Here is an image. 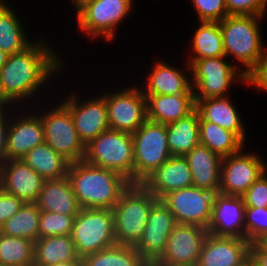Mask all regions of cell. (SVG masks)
I'll use <instances>...</instances> for the list:
<instances>
[{
  "mask_svg": "<svg viewBox=\"0 0 267 266\" xmlns=\"http://www.w3.org/2000/svg\"><path fill=\"white\" fill-rule=\"evenodd\" d=\"M42 44H31L24 51L8 55L0 70V106L33 94L60 62Z\"/></svg>",
  "mask_w": 267,
  "mask_h": 266,
  "instance_id": "1",
  "label": "cell"
},
{
  "mask_svg": "<svg viewBox=\"0 0 267 266\" xmlns=\"http://www.w3.org/2000/svg\"><path fill=\"white\" fill-rule=\"evenodd\" d=\"M67 176L81 208L113 209L131 184L120 174L85 160L70 163Z\"/></svg>",
  "mask_w": 267,
  "mask_h": 266,
  "instance_id": "2",
  "label": "cell"
},
{
  "mask_svg": "<svg viewBox=\"0 0 267 266\" xmlns=\"http://www.w3.org/2000/svg\"><path fill=\"white\" fill-rule=\"evenodd\" d=\"M158 199L142 184H130L112 209L116 243L136 245L144 233L148 214Z\"/></svg>",
  "mask_w": 267,
  "mask_h": 266,
  "instance_id": "3",
  "label": "cell"
},
{
  "mask_svg": "<svg viewBox=\"0 0 267 266\" xmlns=\"http://www.w3.org/2000/svg\"><path fill=\"white\" fill-rule=\"evenodd\" d=\"M258 18L260 17L252 15H228L219 22L225 56L231 53L247 67L237 76L244 81L265 54L260 40Z\"/></svg>",
  "mask_w": 267,
  "mask_h": 266,
  "instance_id": "4",
  "label": "cell"
},
{
  "mask_svg": "<svg viewBox=\"0 0 267 266\" xmlns=\"http://www.w3.org/2000/svg\"><path fill=\"white\" fill-rule=\"evenodd\" d=\"M133 151L132 133L108 129L86 145L83 160L114 171L133 184Z\"/></svg>",
  "mask_w": 267,
  "mask_h": 266,
  "instance_id": "5",
  "label": "cell"
},
{
  "mask_svg": "<svg viewBox=\"0 0 267 266\" xmlns=\"http://www.w3.org/2000/svg\"><path fill=\"white\" fill-rule=\"evenodd\" d=\"M133 184H141L172 155L166 125L146 120L134 133Z\"/></svg>",
  "mask_w": 267,
  "mask_h": 266,
  "instance_id": "6",
  "label": "cell"
},
{
  "mask_svg": "<svg viewBox=\"0 0 267 266\" xmlns=\"http://www.w3.org/2000/svg\"><path fill=\"white\" fill-rule=\"evenodd\" d=\"M71 236L81 259L117 244L112 209L81 208Z\"/></svg>",
  "mask_w": 267,
  "mask_h": 266,
  "instance_id": "7",
  "label": "cell"
},
{
  "mask_svg": "<svg viewBox=\"0 0 267 266\" xmlns=\"http://www.w3.org/2000/svg\"><path fill=\"white\" fill-rule=\"evenodd\" d=\"M40 118L46 143L70 163L84 159L86 146L74 127L68 108L63 103Z\"/></svg>",
  "mask_w": 267,
  "mask_h": 266,
  "instance_id": "8",
  "label": "cell"
},
{
  "mask_svg": "<svg viewBox=\"0 0 267 266\" xmlns=\"http://www.w3.org/2000/svg\"><path fill=\"white\" fill-rule=\"evenodd\" d=\"M214 197V192L191 186L172 191L161 200L177 224H193L207 229Z\"/></svg>",
  "mask_w": 267,
  "mask_h": 266,
  "instance_id": "9",
  "label": "cell"
},
{
  "mask_svg": "<svg viewBox=\"0 0 267 266\" xmlns=\"http://www.w3.org/2000/svg\"><path fill=\"white\" fill-rule=\"evenodd\" d=\"M109 129L134 133L146 120V98L139 89L130 88L105 95Z\"/></svg>",
  "mask_w": 267,
  "mask_h": 266,
  "instance_id": "10",
  "label": "cell"
},
{
  "mask_svg": "<svg viewBox=\"0 0 267 266\" xmlns=\"http://www.w3.org/2000/svg\"><path fill=\"white\" fill-rule=\"evenodd\" d=\"M132 0H94L84 4L78 10V25L92 36L103 35L113 38L116 24L131 9Z\"/></svg>",
  "mask_w": 267,
  "mask_h": 266,
  "instance_id": "11",
  "label": "cell"
},
{
  "mask_svg": "<svg viewBox=\"0 0 267 266\" xmlns=\"http://www.w3.org/2000/svg\"><path fill=\"white\" fill-rule=\"evenodd\" d=\"M240 152L222 159L219 193L242 196L266 172L260 157Z\"/></svg>",
  "mask_w": 267,
  "mask_h": 266,
  "instance_id": "12",
  "label": "cell"
},
{
  "mask_svg": "<svg viewBox=\"0 0 267 266\" xmlns=\"http://www.w3.org/2000/svg\"><path fill=\"white\" fill-rule=\"evenodd\" d=\"M224 57L202 58L189 62L194 74L193 85L199 90L197 93L194 91L195 99L223 97L237 76L235 67L223 61Z\"/></svg>",
  "mask_w": 267,
  "mask_h": 266,
  "instance_id": "13",
  "label": "cell"
},
{
  "mask_svg": "<svg viewBox=\"0 0 267 266\" xmlns=\"http://www.w3.org/2000/svg\"><path fill=\"white\" fill-rule=\"evenodd\" d=\"M245 207L242 196L216 193L207 227L208 234L246 239Z\"/></svg>",
  "mask_w": 267,
  "mask_h": 266,
  "instance_id": "14",
  "label": "cell"
},
{
  "mask_svg": "<svg viewBox=\"0 0 267 266\" xmlns=\"http://www.w3.org/2000/svg\"><path fill=\"white\" fill-rule=\"evenodd\" d=\"M207 235V229L202 226L176 224L166 243V264L196 266Z\"/></svg>",
  "mask_w": 267,
  "mask_h": 266,
  "instance_id": "15",
  "label": "cell"
},
{
  "mask_svg": "<svg viewBox=\"0 0 267 266\" xmlns=\"http://www.w3.org/2000/svg\"><path fill=\"white\" fill-rule=\"evenodd\" d=\"M44 181L22 159L6 160L0 166V189L24 203H36Z\"/></svg>",
  "mask_w": 267,
  "mask_h": 266,
  "instance_id": "16",
  "label": "cell"
},
{
  "mask_svg": "<svg viewBox=\"0 0 267 266\" xmlns=\"http://www.w3.org/2000/svg\"><path fill=\"white\" fill-rule=\"evenodd\" d=\"M249 247L243 238L208 234L196 266H244L249 261Z\"/></svg>",
  "mask_w": 267,
  "mask_h": 266,
  "instance_id": "17",
  "label": "cell"
},
{
  "mask_svg": "<svg viewBox=\"0 0 267 266\" xmlns=\"http://www.w3.org/2000/svg\"><path fill=\"white\" fill-rule=\"evenodd\" d=\"M78 104L75 96L64 102L73 119L74 127L86 146L99 134L109 129L107 106L104 96L80 106Z\"/></svg>",
  "mask_w": 267,
  "mask_h": 266,
  "instance_id": "18",
  "label": "cell"
},
{
  "mask_svg": "<svg viewBox=\"0 0 267 266\" xmlns=\"http://www.w3.org/2000/svg\"><path fill=\"white\" fill-rule=\"evenodd\" d=\"M141 184L161 200L172 191L193 186L192 173L183 156H171Z\"/></svg>",
  "mask_w": 267,
  "mask_h": 266,
  "instance_id": "19",
  "label": "cell"
},
{
  "mask_svg": "<svg viewBox=\"0 0 267 266\" xmlns=\"http://www.w3.org/2000/svg\"><path fill=\"white\" fill-rule=\"evenodd\" d=\"M45 142L40 117L27 118L9 125L6 138V159H22L34 147Z\"/></svg>",
  "mask_w": 267,
  "mask_h": 266,
  "instance_id": "20",
  "label": "cell"
},
{
  "mask_svg": "<svg viewBox=\"0 0 267 266\" xmlns=\"http://www.w3.org/2000/svg\"><path fill=\"white\" fill-rule=\"evenodd\" d=\"M184 158L187 160L192 173L193 186L209 190L215 194L219 193L223 158L201 144L193 148Z\"/></svg>",
  "mask_w": 267,
  "mask_h": 266,
  "instance_id": "21",
  "label": "cell"
},
{
  "mask_svg": "<svg viewBox=\"0 0 267 266\" xmlns=\"http://www.w3.org/2000/svg\"><path fill=\"white\" fill-rule=\"evenodd\" d=\"M147 120L164 125L187 117L196 109L194 94L144 95Z\"/></svg>",
  "mask_w": 267,
  "mask_h": 266,
  "instance_id": "22",
  "label": "cell"
},
{
  "mask_svg": "<svg viewBox=\"0 0 267 266\" xmlns=\"http://www.w3.org/2000/svg\"><path fill=\"white\" fill-rule=\"evenodd\" d=\"M176 221L168 207L157 200L151 207L144 233L135 245L144 250L164 252Z\"/></svg>",
  "mask_w": 267,
  "mask_h": 266,
  "instance_id": "23",
  "label": "cell"
},
{
  "mask_svg": "<svg viewBox=\"0 0 267 266\" xmlns=\"http://www.w3.org/2000/svg\"><path fill=\"white\" fill-rule=\"evenodd\" d=\"M36 204L41 211L64 215H77L81 210L68 176L45 180Z\"/></svg>",
  "mask_w": 267,
  "mask_h": 266,
  "instance_id": "24",
  "label": "cell"
},
{
  "mask_svg": "<svg viewBox=\"0 0 267 266\" xmlns=\"http://www.w3.org/2000/svg\"><path fill=\"white\" fill-rule=\"evenodd\" d=\"M200 121H209L234 132L244 142V129L240 117L228 98L195 99ZM230 102V103H229Z\"/></svg>",
  "mask_w": 267,
  "mask_h": 266,
  "instance_id": "25",
  "label": "cell"
},
{
  "mask_svg": "<svg viewBox=\"0 0 267 266\" xmlns=\"http://www.w3.org/2000/svg\"><path fill=\"white\" fill-rule=\"evenodd\" d=\"M71 261H82L71 235L38 238L34 242V266H50Z\"/></svg>",
  "mask_w": 267,
  "mask_h": 266,
  "instance_id": "26",
  "label": "cell"
},
{
  "mask_svg": "<svg viewBox=\"0 0 267 266\" xmlns=\"http://www.w3.org/2000/svg\"><path fill=\"white\" fill-rule=\"evenodd\" d=\"M200 115L195 109L187 117L166 125L172 156H185L199 144Z\"/></svg>",
  "mask_w": 267,
  "mask_h": 266,
  "instance_id": "27",
  "label": "cell"
},
{
  "mask_svg": "<svg viewBox=\"0 0 267 266\" xmlns=\"http://www.w3.org/2000/svg\"><path fill=\"white\" fill-rule=\"evenodd\" d=\"M22 160L44 180L67 176L70 162L44 142L30 150Z\"/></svg>",
  "mask_w": 267,
  "mask_h": 266,
  "instance_id": "28",
  "label": "cell"
},
{
  "mask_svg": "<svg viewBox=\"0 0 267 266\" xmlns=\"http://www.w3.org/2000/svg\"><path fill=\"white\" fill-rule=\"evenodd\" d=\"M186 78L177 69L158 63L149 76L144 95L194 94V88Z\"/></svg>",
  "mask_w": 267,
  "mask_h": 266,
  "instance_id": "29",
  "label": "cell"
},
{
  "mask_svg": "<svg viewBox=\"0 0 267 266\" xmlns=\"http://www.w3.org/2000/svg\"><path fill=\"white\" fill-rule=\"evenodd\" d=\"M243 143L232 131L209 121L199 122V144L208 147L221 158L241 151Z\"/></svg>",
  "mask_w": 267,
  "mask_h": 266,
  "instance_id": "30",
  "label": "cell"
},
{
  "mask_svg": "<svg viewBox=\"0 0 267 266\" xmlns=\"http://www.w3.org/2000/svg\"><path fill=\"white\" fill-rule=\"evenodd\" d=\"M41 210L36 203H24L1 227L0 232L35 242L38 239Z\"/></svg>",
  "mask_w": 267,
  "mask_h": 266,
  "instance_id": "31",
  "label": "cell"
},
{
  "mask_svg": "<svg viewBox=\"0 0 267 266\" xmlns=\"http://www.w3.org/2000/svg\"><path fill=\"white\" fill-rule=\"evenodd\" d=\"M25 37L16 15L0 0V47L2 50L8 55L24 51L31 45Z\"/></svg>",
  "mask_w": 267,
  "mask_h": 266,
  "instance_id": "32",
  "label": "cell"
},
{
  "mask_svg": "<svg viewBox=\"0 0 267 266\" xmlns=\"http://www.w3.org/2000/svg\"><path fill=\"white\" fill-rule=\"evenodd\" d=\"M0 266H34V242L0 232Z\"/></svg>",
  "mask_w": 267,
  "mask_h": 266,
  "instance_id": "33",
  "label": "cell"
},
{
  "mask_svg": "<svg viewBox=\"0 0 267 266\" xmlns=\"http://www.w3.org/2000/svg\"><path fill=\"white\" fill-rule=\"evenodd\" d=\"M192 46L197 55L191 61L225 56L219 22H201V26L195 33Z\"/></svg>",
  "mask_w": 267,
  "mask_h": 266,
  "instance_id": "34",
  "label": "cell"
},
{
  "mask_svg": "<svg viewBox=\"0 0 267 266\" xmlns=\"http://www.w3.org/2000/svg\"><path fill=\"white\" fill-rule=\"evenodd\" d=\"M85 266H136L132 246L115 244L81 259Z\"/></svg>",
  "mask_w": 267,
  "mask_h": 266,
  "instance_id": "35",
  "label": "cell"
},
{
  "mask_svg": "<svg viewBox=\"0 0 267 266\" xmlns=\"http://www.w3.org/2000/svg\"><path fill=\"white\" fill-rule=\"evenodd\" d=\"M76 215L41 211L38 238L71 235Z\"/></svg>",
  "mask_w": 267,
  "mask_h": 266,
  "instance_id": "36",
  "label": "cell"
},
{
  "mask_svg": "<svg viewBox=\"0 0 267 266\" xmlns=\"http://www.w3.org/2000/svg\"><path fill=\"white\" fill-rule=\"evenodd\" d=\"M244 219L249 243L267 239V208L245 207Z\"/></svg>",
  "mask_w": 267,
  "mask_h": 266,
  "instance_id": "37",
  "label": "cell"
},
{
  "mask_svg": "<svg viewBox=\"0 0 267 266\" xmlns=\"http://www.w3.org/2000/svg\"><path fill=\"white\" fill-rule=\"evenodd\" d=\"M200 22H220L227 14L225 0H192Z\"/></svg>",
  "mask_w": 267,
  "mask_h": 266,
  "instance_id": "38",
  "label": "cell"
},
{
  "mask_svg": "<svg viewBox=\"0 0 267 266\" xmlns=\"http://www.w3.org/2000/svg\"><path fill=\"white\" fill-rule=\"evenodd\" d=\"M228 15H252L262 17L267 0H225Z\"/></svg>",
  "mask_w": 267,
  "mask_h": 266,
  "instance_id": "39",
  "label": "cell"
},
{
  "mask_svg": "<svg viewBox=\"0 0 267 266\" xmlns=\"http://www.w3.org/2000/svg\"><path fill=\"white\" fill-rule=\"evenodd\" d=\"M265 172L242 195L246 207L267 208V177Z\"/></svg>",
  "mask_w": 267,
  "mask_h": 266,
  "instance_id": "40",
  "label": "cell"
},
{
  "mask_svg": "<svg viewBox=\"0 0 267 266\" xmlns=\"http://www.w3.org/2000/svg\"><path fill=\"white\" fill-rule=\"evenodd\" d=\"M24 204L15 195L0 189V227L11 218Z\"/></svg>",
  "mask_w": 267,
  "mask_h": 266,
  "instance_id": "41",
  "label": "cell"
},
{
  "mask_svg": "<svg viewBox=\"0 0 267 266\" xmlns=\"http://www.w3.org/2000/svg\"><path fill=\"white\" fill-rule=\"evenodd\" d=\"M135 255L136 266H165L164 252L150 251L132 246Z\"/></svg>",
  "mask_w": 267,
  "mask_h": 266,
  "instance_id": "42",
  "label": "cell"
},
{
  "mask_svg": "<svg viewBox=\"0 0 267 266\" xmlns=\"http://www.w3.org/2000/svg\"><path fill=\"white\" fill-rule=\"evenodd\" d=\"M267 90V54L259 60L256 67L246 76V83Z\"/></svg>",
  "mask_w": 267,
  "mask_h": 266,
  "instance_id": "43",
  "label": "cell"
},
{
  "mask_svg": "<svg viewBox=\"0 0 267 266\" xmlns=\"http://www.w3.org/2000/svg\"><path fill=\"white\" fill-rule=\"evenodd\" d=\"M249 261L252 266H267V244L264 241L250 243Z\"/></svg>",
  "mask_w": 267,
  "mask_h": 266,
  "instance_id": "44",
  "label": "cell"
},
{
  "mask_svg": "<svg viewBox=\"0 0 267 266\" xmlns=\"http://www.w3.org/2000/svg\"><path fill=\"white\" fill-rule=\"evenodd\" d=\"M2 106H0V166L7 160L6 159V138H7V125L4 120V115L2 110ZM7 127V128H6ZM2 162V163H1Z\"/></svg>",
  "mask_w": 267,
  "mask_h": 266,
  "instance_id": "45",
  "label": "cell"
},
{
  "mask_svg": "<svg viewBox=\"0 0 267 266\" xmlns=\"http://www.w3.org/2000/svg\"><path fill=\"white\" fill-rule=\"evenodd\" d=\"M82 261L59 262L50 266H78Z\"/></svg>",
  "mask_w": 267,
  "mask_h": 266,
  "instance_id": "46",
  "label": "cell"
},
{
  "mask_svg": "<svg viewBox=\"0 0 267 266\" xmlns=\"http://www.w3.org/2000/svg\"><path fill=\"white\" fill-rule=\"evenodd\" d=\"M8 58V54H6L2 48L0 47V70L1 68L4 66V64L6 63Z\"/></svg>",
  "mask_w": 267,
  "mask_h": 266,
  "instance_id": "47",
  "label": "cell"
},
{
  "mask_svg": "<svg viewBox=\"0 0 267 266\" xmlns=\"http://www.w3.org/2000/svg\"><path fill=\"white\" fill-rule=\"evenodd\" d=\"M74 2V5L77 7V10H79L84 4L94 1V0H72Z\"/></svg>",
  "mask_w": 267,
  "mask_h": 266,
  "instance_id": "48",
  "label": "cell"
},
{
  "mask_svg": "<svg viewBox=\"0 0 267 266\" xmlns=\"http://www.w3.org/2000/svg\"><path fill=\"white\" fill-rule=\"evenodd\" d=\"M244 266H252L250 261H248Z\"/></svg>",
  "mask_w": 267,
  "mask_h": 266,
  "instance_id": "49",
  "label": "cell"
},
{
  "mask_svg": "<svg viewBox=\"0 0 267 266\" xmlns=\"http://www.w3.org/2000/svg\"><path fill=\"white\" fill-rule=\"evenodd\" d=\"M78 266H85V265L83 264V262H81Z\"/></svg>",
  "mask_w": 267,
  "mask_h": 266,
  "instance_id": "50",
  "label": "cell"
},
{
  "mask_svg": "<svg viewBox=\"0 0 267 266\" xmlns=\"http://www.w3.org/2000/svg\"><path fill=\"white\" fill-rule=\"evenodd\" d=\"M165 266H179V265H169V264H166Z\"/></svg>",
  "mask_w": 267,
  "mask_h": 266,
  "instance_id": "51",
  "label": "cell"
}]
</instances>
